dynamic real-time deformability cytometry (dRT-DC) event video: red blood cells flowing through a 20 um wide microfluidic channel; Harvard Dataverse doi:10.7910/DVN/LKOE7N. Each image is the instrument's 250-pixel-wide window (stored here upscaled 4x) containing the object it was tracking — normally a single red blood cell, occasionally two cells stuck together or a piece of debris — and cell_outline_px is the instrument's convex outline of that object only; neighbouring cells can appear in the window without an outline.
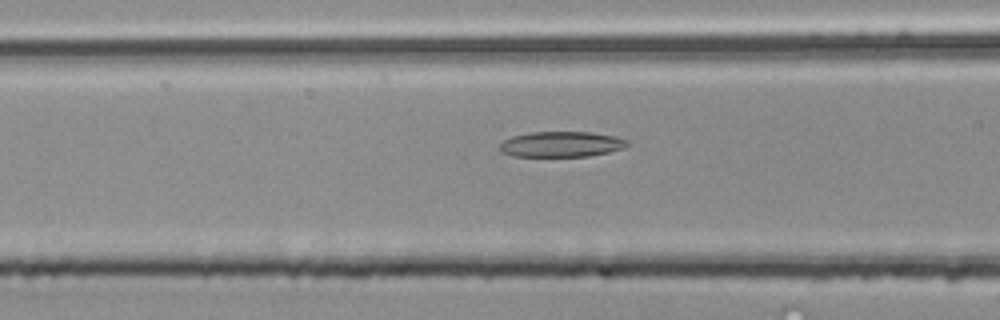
{"species": "common noctule bat (a hibernating species)", "species_latin": "Nyctalus noctula", "temperature_condition": "room temperature", "stored_images_in_passage": 40, "camera_frame_rate_fps": 3000, "um_per_image_px": 0.085, "animal": {"sex": "male", "body_mass_g": 20.4}, "frame": {"image": 1, "passage_image": 9, "time_ms": 2.667, "image_size_px": [1000, 320], "cell_outline_px": [[628, 144], [624, 148], [608, 152], [588, 156], [512, 156], [500, 152], [496, 148], [504, 140], [512, 136], [528, 132], [592, 132], [612, 136], [628, 140]], "centroid_in_image_um": [47.65, 12.26], "position_along_channel_um": 119.0, "area_um2": 19.02}}
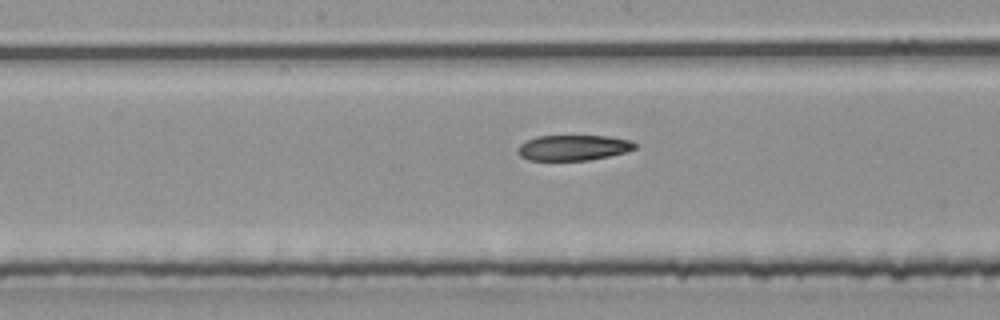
{"frame": {"image": 2, "passage_image": 15, "time_ms": 4.667, "image_size_px": [1000, 320], "cell_outline_px": [[636, 148], [628, 152], [588, 160], [528, 160], [520, 156], [516, 152], [516, 148], [520, 144], [536, 136], [608, 136], [632, 140], [636, 144]], "centroid_in_image_um": [48.73, 12.55], "position_along_channel_um": 199.5, "area_um2": 17.51}}
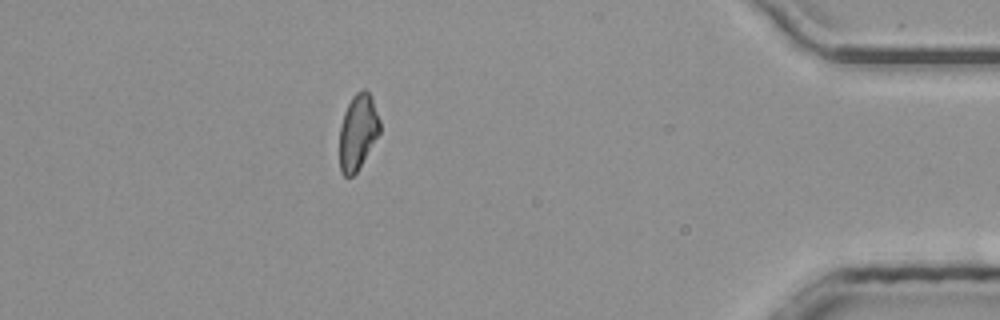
{"frame": {"image": 3, "passage_image": 34, "time_ms": 11.0, "image_size_px": [1000, 320], "cell_outline_px": [[380, 132], [356, 172], [352, 176], [344, 176], [340, 172], [340, 128], [344, 112], [352, 96], [356, 92], [364, 88], [372, 96], [380, 120]], "centroid_in_image_um": [30.42, 11.18], "position_along_channel_um": 404.8, "area_um2": 17.63}}